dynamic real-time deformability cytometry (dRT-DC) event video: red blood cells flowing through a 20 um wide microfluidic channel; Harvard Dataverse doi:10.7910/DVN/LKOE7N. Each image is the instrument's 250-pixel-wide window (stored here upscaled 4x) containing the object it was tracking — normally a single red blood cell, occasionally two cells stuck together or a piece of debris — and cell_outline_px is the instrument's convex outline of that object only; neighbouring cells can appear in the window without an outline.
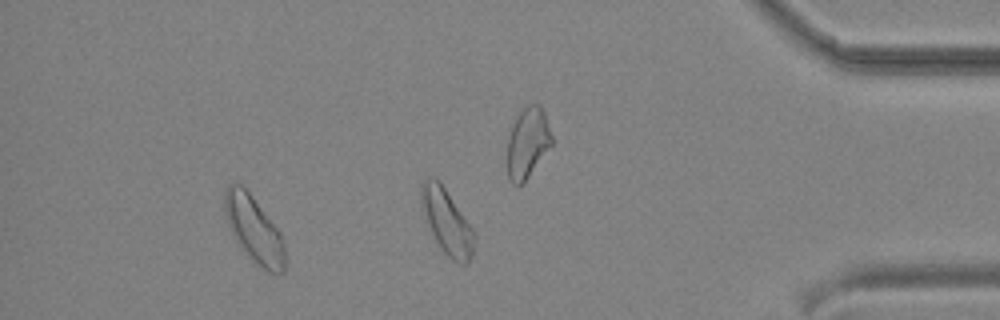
{"species": "common noctule bat (a hibernating species)", "species_latin": "Nyctalus noctula", "temperature_condition": "cold", "stored_images_in_passage": 31, "camera_frame_rate_fps": 3000, "um_per_image_px": 0.085, "animal": {"sex": "male", "body_mass_g": 19.2, "forearm_length_mm": 51.8}, "frame": {"image": 1, "passage_image": 27, "time_ms": 8.667, "image_size_px": [1000, 320], "cell_outline_px": [[284, 272], [280, 276], [268, 272], [252, 264], [240, 248], [228, 224], [224, 212], [224, 192], [228, 184], [240, 184], [248, 192], [280, 232], [284, 240]], "centroid_in_image_um": [21.58, 19.59], "position_along_channel_um": 413.6, "area_um2": 23.52}}